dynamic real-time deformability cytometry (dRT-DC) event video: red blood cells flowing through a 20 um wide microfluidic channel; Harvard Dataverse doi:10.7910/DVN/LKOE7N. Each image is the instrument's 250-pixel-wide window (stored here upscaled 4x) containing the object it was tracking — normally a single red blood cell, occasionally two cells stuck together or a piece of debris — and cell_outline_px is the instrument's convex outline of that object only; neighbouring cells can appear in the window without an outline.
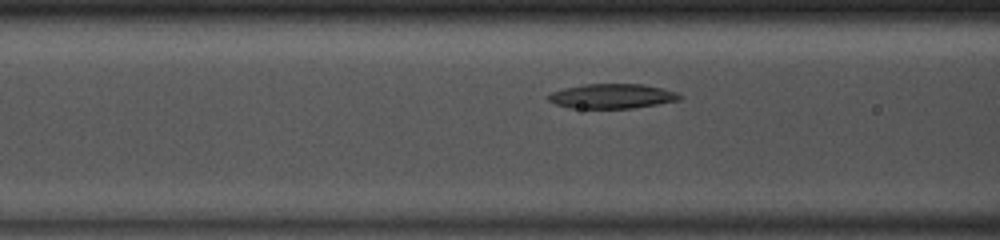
{"species": "common noctule bat (a hibernating species)", "species_latin": "Nyctalus noctula", "temperature_condition": "room temperature", "stored_images_in_passage": 26, "camera_frame_rate_fps": 3000, "um_per_image_px": 0.085, "animal": {"sex": "male", "body_mass_g": 13.0, "forearm_length_mm": 53.1}, "frame": {"image": 1, "passage_image": 5, "time_ms": 1.333, "image_size_px": [1000, 240], "cell_outline_px": [[684, 96], [680, 100], [632, 108], [568, 108], [556, 104], [548, 100], [544, 96], [552, 92], [564, 88], [584, 84], [644, 84], [676, 92]], "centroid_in_image_um": [51.99, 8.17], "position_along_channel_um": 114.6, "area_um2": 18.9}}
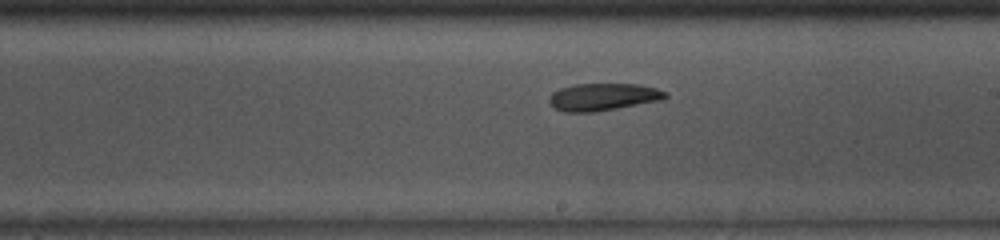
{"frame": {"image": 2, "passage_image": 14, "time_ms": 4.333, "image_size_px": [1000, 240], "cell_outline_px": [[668, 96], [664, 100], [592, 112], [564, 112], [556, 108], [548, 100], [548, 96], [552, 92], [560, 88], [576, 84], [640, 84], [656, 88], [668, 92]], "centroid_in_image_um": [51.29, 8.23], "position_along_channel_um": 237.7, "area_um2": 18.55}}
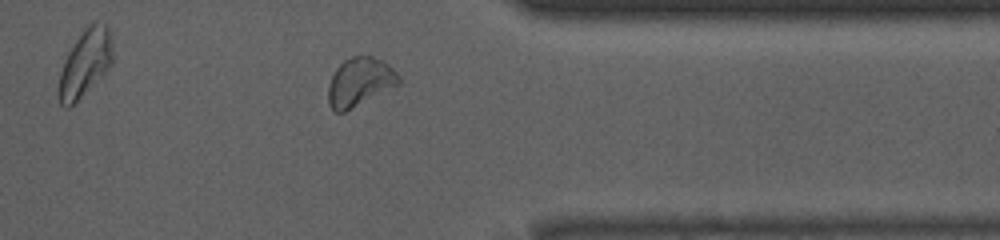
{"frame": {"image": 3, "passage_image": 25, "time_ms": 8.0, "image_size_px": [1000, 240], "cell_outline_px": [[400, 84], [344, 112], [332, 112], [328, 104], [328, 84], [336, 68], [344, 60], [352, 56], [372, 56], [384, 60], [400, 76]], "centroid_in_image_um": [30.57, 6.97], "position_along_channel_um": 380.8, "area_um2": 20.06}}